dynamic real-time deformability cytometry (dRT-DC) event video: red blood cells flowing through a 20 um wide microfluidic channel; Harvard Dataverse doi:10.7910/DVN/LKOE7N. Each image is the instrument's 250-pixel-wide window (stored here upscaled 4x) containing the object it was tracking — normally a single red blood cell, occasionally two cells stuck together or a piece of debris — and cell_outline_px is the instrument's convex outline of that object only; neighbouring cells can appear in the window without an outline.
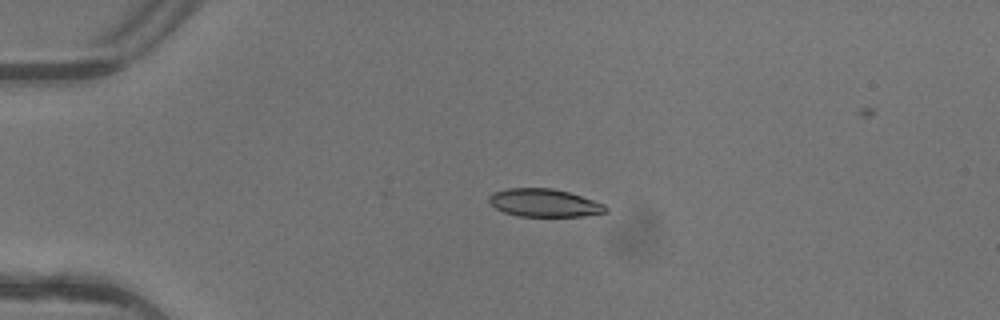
{"species": "common noctule bat (a hibernating species)", "species_latin": "Nyctalus noctula", "temperature_condition": "warm", "stored_images_in_passage": 3, "camera_frame_rate_fps": 3000, "um_per_image_px": 0.085, "animal": {"sex": "female"}, "frame": {"image": 1, "passage_image": 1, "time_ms": 0.0, "image_size_px": [1000, 320], "cell_outline_px": [[608, 212], [580, 216], [520, 216], [504, 212], [488, 204], [488, 196], [492, 192], [508, 188], [552, 188], [568, 192], [604, 204], [608, 208]], "centroid_in_image_um": [46.21, 17.24], "position_along_channel_um": 38.8, "area_um2": 18.96}}